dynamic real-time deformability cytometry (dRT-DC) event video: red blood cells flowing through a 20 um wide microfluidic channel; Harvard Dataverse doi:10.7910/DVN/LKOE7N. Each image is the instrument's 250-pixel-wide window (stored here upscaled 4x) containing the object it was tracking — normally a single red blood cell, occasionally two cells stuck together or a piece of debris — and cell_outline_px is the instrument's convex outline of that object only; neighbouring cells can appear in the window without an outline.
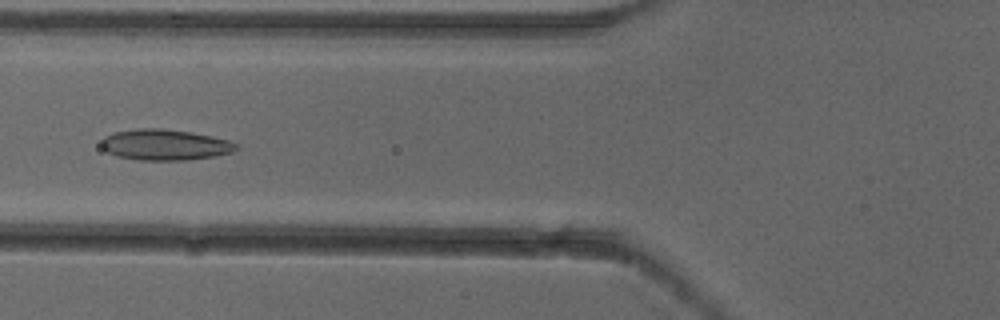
{"species": "common noctule bat (a hibernating species)", "species_latin": "Nyctalus noctula", "temperature_condition": "cold", "stored_images_in_passage": 6, "camera_frame_rate_fps": 3000, "um_per_image_px": 0.085, "animal": {"sex": "female"}, "frame": {"image": 1, "passage_image": 6, "time_ms": 1.667, "image_size_px": [1000, 320], "cell_outline_px": [[240, 148], [232, 152], [216, 156], [184, 160], [140, 160], [116, 156], [108, 152], [100, 144], [104, 136], [112, 132], [140, 128], [164, 128], [192, 132], [212, 136], [228, 140], [236, 144]], "centroid_in_image_um": [14.02, 12.3], "position_along_channel_um": 111.8, "area_um2": 24.39}}